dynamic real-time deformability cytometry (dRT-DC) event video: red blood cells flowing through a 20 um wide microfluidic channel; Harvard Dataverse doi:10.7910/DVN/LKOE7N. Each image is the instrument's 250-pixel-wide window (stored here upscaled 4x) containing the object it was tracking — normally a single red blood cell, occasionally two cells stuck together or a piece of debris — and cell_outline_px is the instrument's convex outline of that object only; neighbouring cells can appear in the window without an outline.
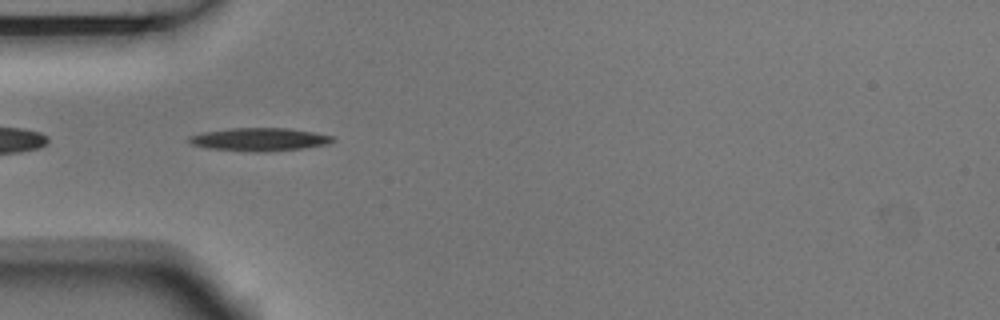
{"species": "Egyptian fruit bat (a non-hibernating species)", "species_latin": "Rousettus aegyptiacus", "temperature_condition": "room temperature", "stored_images_in_passage": 5, "segment_of_instrument_passage": [2, 2], "camera_frame_rate_fps": 3000, "um_per_image_px": 0.085, "animal": {"sex": "male"}, "frame": {"image": 1, "passage_image": 5, "time_ms": 1.333, "image_size_px": [1000, 320], "cell_outline_px": [[332, 140], [328, 144], [300, 148], [264, 152], [252, 152], [208, 148], [192, 144], [188, 140], [188, 136], [204, 132], [228, 128], [288, 128], [312, 132], [332, 136]], "centroid_in_image_um": [21.99, 11.85], "position_along_channel_um": 63.0, "area_um2": 19.07}}